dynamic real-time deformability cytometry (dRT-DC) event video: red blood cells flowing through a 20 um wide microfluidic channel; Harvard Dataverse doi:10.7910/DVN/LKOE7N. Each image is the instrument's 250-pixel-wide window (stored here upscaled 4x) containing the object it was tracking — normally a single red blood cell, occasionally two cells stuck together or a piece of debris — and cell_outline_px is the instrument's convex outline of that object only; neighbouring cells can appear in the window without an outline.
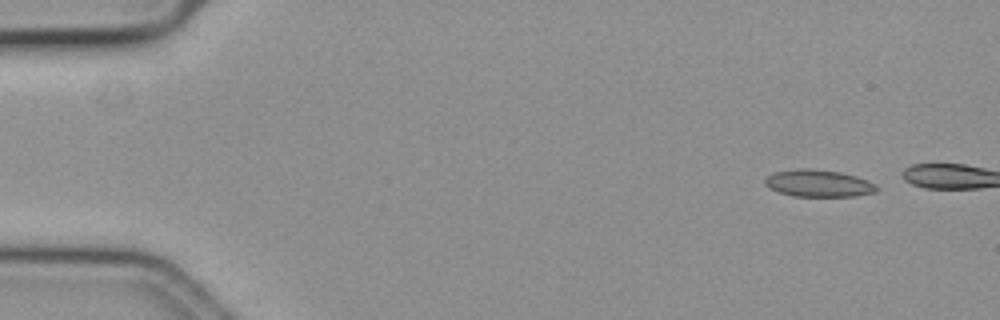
{"species": "common noctule bat (a hibernating species)", "species_latin": "Nyctalus noctula", "temperature_condition": "cold", "stored_images_in_passage": 7, "camera_frame_rate_fps": 3000, "um_per_image_px": 0.085, "animal": {"sex": "female", "body_mass_g": 19.3, "forearm_length_mm": 54.1}, "frame": {"image": 1, "passage_image": 1, "time_ms": 0.0, "image_size_px": [1000, 320], "cell_outline_px": [[880, 188], [876, 192], [856, 196], [792, 196], [768, 188], [764, 184], [764, 180], [768, 176], [776, 172], [796, 168], [808, 168], [840, 172], [856, 176], [868, 180], [876, 184]], "centroid_in_image_um": [69.6, 15.58], "position_along_channel_um": 15.4, "area_um2": 17.74}}